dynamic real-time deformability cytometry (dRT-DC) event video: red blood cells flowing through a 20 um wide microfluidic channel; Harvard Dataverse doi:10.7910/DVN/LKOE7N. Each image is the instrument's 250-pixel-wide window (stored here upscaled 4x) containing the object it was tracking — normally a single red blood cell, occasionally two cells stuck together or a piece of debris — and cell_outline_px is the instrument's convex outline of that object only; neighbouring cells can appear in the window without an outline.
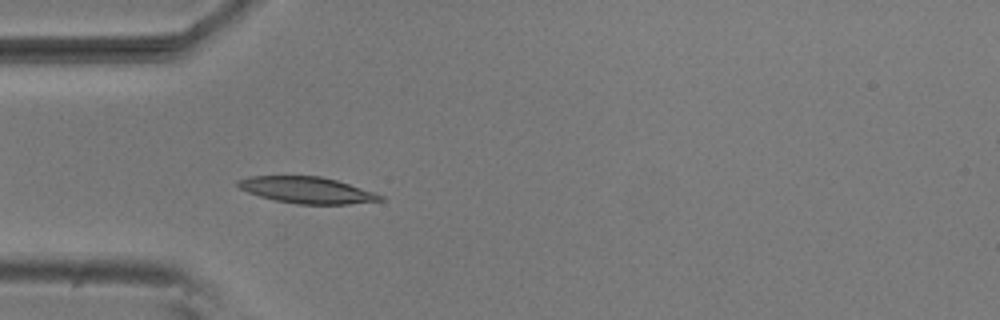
{"species": "common noctule bat (a hibernating species)", "species_latin": "Nyctalus noctula", "temperature_condition": "room temperature", "stored_images_in_passage": 3, "camera_frame_rate_fps": 3000, "um_per_image_px": 0.085, "animal": {"sex": "male", "body_mass_g": 20.5, "forearm_length_mm": 52.5}, "frame": {"image": 1, "passage_image": 3, "time_ms": 0.667, "image_size_px": [1000, 320], "cell_outline_px": [[384, 200], [348, 204], [296, 204], [276, 200], [260, 196], [248, 192], [240, 188], [236, 184], [236, 180], [248, 176], [320, 176], [336, 180], [376, 192], [384, 196]], "centroid_in_image_um": [26.1, 16.15], "position_along_channel_um": 58.9, "area_um2": 21.91}}